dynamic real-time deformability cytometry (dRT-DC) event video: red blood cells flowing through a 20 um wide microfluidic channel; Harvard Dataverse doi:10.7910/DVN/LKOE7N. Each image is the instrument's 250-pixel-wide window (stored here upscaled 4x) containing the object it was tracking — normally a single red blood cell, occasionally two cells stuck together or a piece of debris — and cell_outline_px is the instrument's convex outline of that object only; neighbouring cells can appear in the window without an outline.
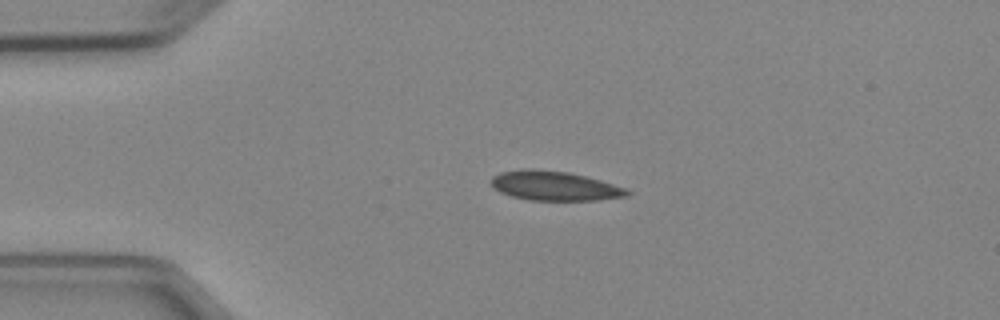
{"species": "Egyptian fruit bat (a non-hibernating species)", "species_latin": "Rousettus aegyptiacus", "temperature_condition": "cold", "stored_images_in_passage": 3, "camera_frame_rate_fps": 3000, "um_per_image_px": 0.085, "animal": {"sex": "female"}, "frame": {"image": 1, "passage_image": 2, "time_ms": 1.333, "image_size_px": [1000, 320], "cell_outline_px": [[632, 192], [628, 196], [600, 200], [528, 200], [512, 196], [500, 192], [492, 184], [492, 176], [500, 172], [524, 168], [532, 168], [568, 172], [600, 180], [628, 188]], "centroid_in_image_um": [47.17, 15.79], "position_along_channel_um": 37.8, "area_um2": 23.41}}